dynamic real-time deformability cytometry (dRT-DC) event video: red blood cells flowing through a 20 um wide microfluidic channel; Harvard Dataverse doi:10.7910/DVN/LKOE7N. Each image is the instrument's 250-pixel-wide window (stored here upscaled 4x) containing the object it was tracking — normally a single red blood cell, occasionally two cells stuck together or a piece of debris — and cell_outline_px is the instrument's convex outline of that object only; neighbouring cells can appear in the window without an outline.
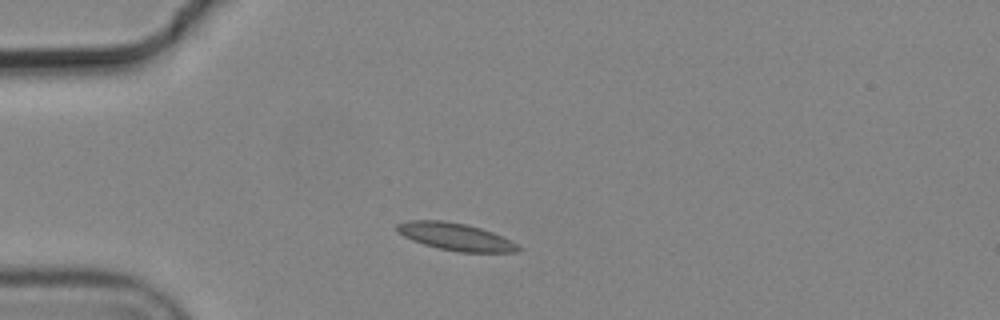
{"species": "common noctule bat (a hibernating species)", "species_latin": "Nyctalus noctula", "temperature_condition": "cold", "stored_images_in_passage": 5, "camera_frame_rate_fps": 3000, "um_per_image_px": 0.085, "animal": {"sex": "male", "body_mass_g": 19.2, "forearm_length_mm": 51.8}, "frame": {"image": 1, "passage_image": 3, "time_ms": 0.667, "image_size_px": [1000, 320], "cell_outline_px": [[520, 248], [516, 252], [460, 252], [440, 248], [424, 244], [412, 240], [396, 232], [396, 224], [408, 220], [444, 220], [468, 224], [492, 232], [516, 244]], "centroid_in_image_um": [38.65, 20.1], "position_along_channel_um": 46.3, "area_um2": 19.13}}
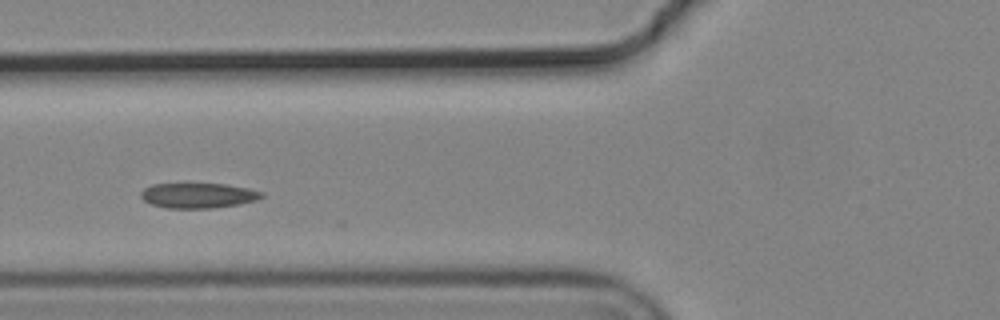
{"frame": {"image": 2, "passage_image": 5, "time_ms": 1.333, "image_size_px": [1000, 320], "cell_outline_px": [[264, 196], [256, 200], [240, 204], [212, 208], [168, 208], [152, 204], [144, 200], [140, 196], [140, 192], [144, 188], [152, 184], [224, 184], [248, 188], [264, 192]], "centroid_in_image_um": [16.85, 16.61], "position_along_channel_um": 108.9, "area_um2": 17.63}}